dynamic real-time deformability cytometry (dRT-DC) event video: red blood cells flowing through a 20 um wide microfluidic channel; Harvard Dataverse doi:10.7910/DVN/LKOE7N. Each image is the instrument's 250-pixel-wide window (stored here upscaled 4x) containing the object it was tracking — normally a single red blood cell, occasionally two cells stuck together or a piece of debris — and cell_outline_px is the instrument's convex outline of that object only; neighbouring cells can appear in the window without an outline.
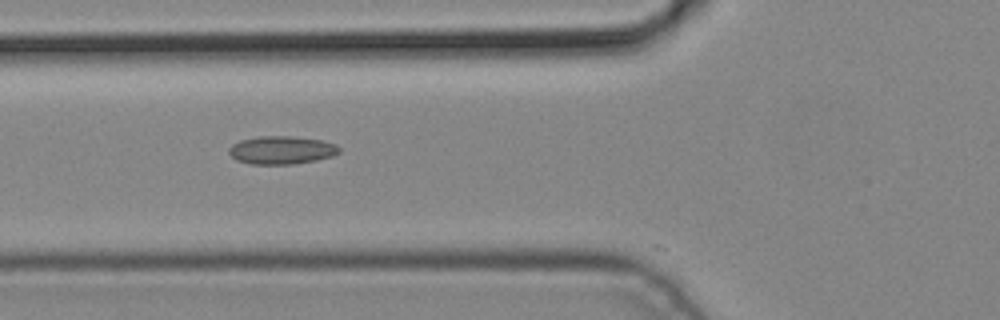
{"species": "common noctule bat (a hibernating species)", "species_latin": "Nyctalus noctula", "temperature_condition": "cold", "stored_images_in_passage": 6, "camera_frame_rate_fps": 3000, "um_per_image_px": 0.085, "animal": {"sex": "male", "body_mass_g": 19.2, "forearm_length_mm": 51.8}, "frame": {"image": 1, "passage_image": 5, "time_ms": 1.333, "image_size_px": [1000, 320], "cell_outline_px": [[340, 152], [332, 156], [316, 160], [292, 164], [248, 164], [236, 160], [228, 152], [228, 148], [232, 144], [240, 140], [260, 136], [292, 136], [320, 140], [336, 144], [340, 148]], "centroid_in_image_um": [23.91, 12.76], "position_along_channel_um": 101.9, "area_um2": 18.09}}